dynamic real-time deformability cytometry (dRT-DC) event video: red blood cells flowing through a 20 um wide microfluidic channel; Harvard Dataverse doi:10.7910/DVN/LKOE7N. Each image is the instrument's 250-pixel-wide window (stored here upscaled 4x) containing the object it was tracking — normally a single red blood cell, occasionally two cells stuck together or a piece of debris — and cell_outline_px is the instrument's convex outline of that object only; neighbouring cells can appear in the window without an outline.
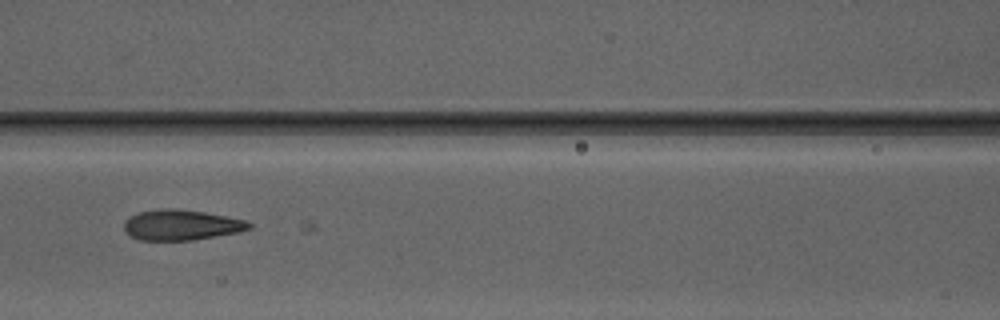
{"species": "Egyptian fruit bat (a non-hibernating species)", "species_latin": "Rousettus aegyptiacus", "temperature_condition": "warm", "stored_images_in_passage": 31, "camera_frame_rate_fps": 3000, "um_per_image_px": 0.085, "animal": {"sex": "male"}, "frame": {"image": 1, "passage_image": 7, "time_ms": 2.0, "image_size_px": [1000, 320], "cell_outline_px": [[252, 228], [236, 232], [192, 240], [140, 240], [124, 232], [124, 220], [140, 212], [160, 208], [176, 208], [204, 212], [248, 220], [252, 224]], "centroid_in_image_um": [15.41, 19.11], "position_along_channel_um": 151.2, "area_um2": 22.14}}
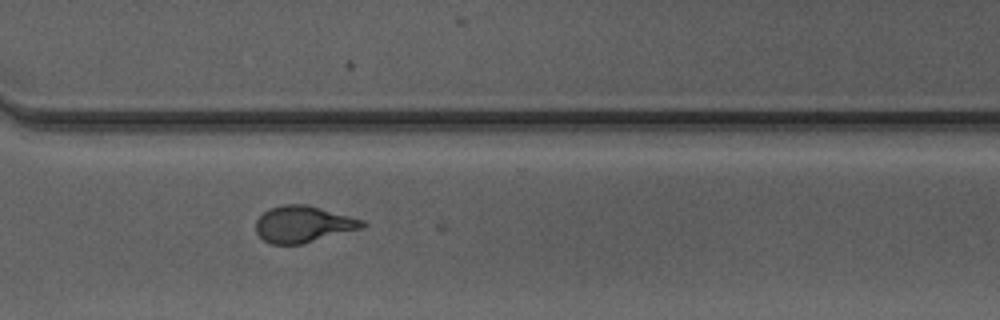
{"frame": {"image": 2, "passage_image": 21, "time_ms": 6.667, "image_size_px": [1000, 320], "cell_outline_px": [[368, 224], [364, 228], [300, 244], [272, 244], [264, 240], [256, 232], [256, 220], [268, 208], [284, 204], [304, 204], [320, 208], [364, 220]], "centroid_in_image_um": [25.78, 19.05], "position_along_channel_um": 344.8, "area_um2": 22.54}}